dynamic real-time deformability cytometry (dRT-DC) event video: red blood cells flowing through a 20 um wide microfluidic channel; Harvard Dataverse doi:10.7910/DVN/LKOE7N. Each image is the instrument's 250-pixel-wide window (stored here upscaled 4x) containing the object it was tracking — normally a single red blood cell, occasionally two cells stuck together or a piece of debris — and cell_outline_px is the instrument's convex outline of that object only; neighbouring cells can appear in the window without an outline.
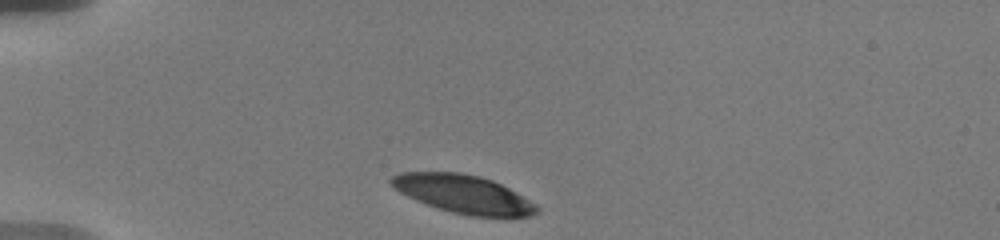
{"species": "human", "species_latin": "Homo sapiens", "temperature_condition": "warm", "stored_images_in_passage": 15, "camera_frame_rate_fps": 3000, "um_per_image_px": 0.085, "donor": {"sex": "male"}, "frame": {"image": 1, "passage_image": 1, "time_ms": 0.0, "image_size_px": [1000, 240], "cell_outline_px": [[540, 212], [528, 216], [472, 216], [452, 212], [416, 200], [400, 192], [388, 180], [392, 176], [400, 172], [460, 172], [480, 176], [492, 180], [508, 188], [536, 204], [540, 208]], "centroid_in_image_um": [39.4, 16.48], "position_along_channel_um": 45.6, "area_um2": 32.02}}
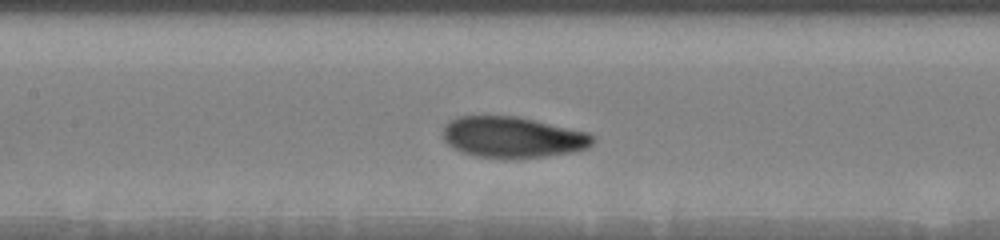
{"frame": {"image": 2, "passage_image": 7, "time_ms": 4.333, "image_size_px": [1000, 240], "cell_outline_px": [[596, 140], [588, 148], [572, 152], [548, 156], [516, 160], [504, 160], [472, 156], [448, 144], [444, 140], [444, 124], [448, 120], [456, 116], [516, 116], [588, 132], [596, 136]], "centroid_in_image_um": [43.59, 11.69], "position_along_channel_um": 163.8, "area_um2": 36.53}}
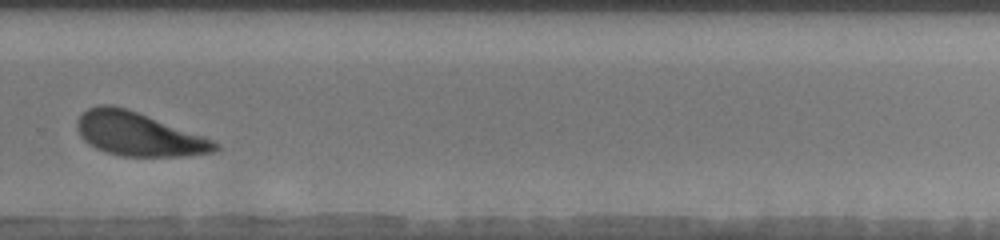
{"frame": {"image": 3, "passage_image": 14, "time_ms": 8.667, "image_size_px": [1000, 240], "cell_outline_px": [[220, 148], [216, 152], [184, 156], [120, 156], [104, 152], [96, 148], [84, 140], [80, 136], [76, 128], [76, 124], [80, 116], [88, 108], [100, 104], [112, 104], [128, 108], [204, 136], [220, 144]], "centroid_in_image_um": [11.78, 11.4], "position_along_channel_um": 318.0, "area_um2": 35.26}}